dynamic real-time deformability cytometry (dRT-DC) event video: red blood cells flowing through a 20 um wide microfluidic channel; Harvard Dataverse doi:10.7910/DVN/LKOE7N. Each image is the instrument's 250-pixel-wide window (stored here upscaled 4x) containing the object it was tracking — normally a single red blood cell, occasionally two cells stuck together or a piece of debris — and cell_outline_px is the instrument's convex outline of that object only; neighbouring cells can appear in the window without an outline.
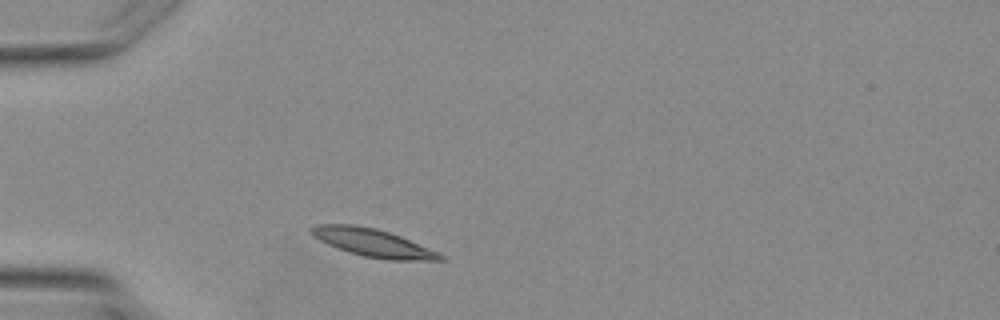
{"species": "Egyptian fruit bat (a non-hibernating species)", "species_latin": "Rousettus aegyptiacus", "temperature_condition": "warm", "stored_images_in_passage": 1, "camera_frame_rate_fps": 3000, "um_per_image_px": 0.085, "animal": {"sex": "female"}, "frame": {"image": 1, "passage_image": 1, "time_ms": 0.0, "image_size_px": [1000, 320], "cell_outline_px": [[444, 260], [388, 260], [364, 256], [348, 252], [336, 248], [312, 236], [308, 232], [308, 228], [316, 224], [352, 224], [376, 228], [400, 236], [436, 252], [444, 256]], "centroid_in_image_um": [31.59, 20.62], "position_along_channel_um": 53.4, "area_um2": 20.81}}